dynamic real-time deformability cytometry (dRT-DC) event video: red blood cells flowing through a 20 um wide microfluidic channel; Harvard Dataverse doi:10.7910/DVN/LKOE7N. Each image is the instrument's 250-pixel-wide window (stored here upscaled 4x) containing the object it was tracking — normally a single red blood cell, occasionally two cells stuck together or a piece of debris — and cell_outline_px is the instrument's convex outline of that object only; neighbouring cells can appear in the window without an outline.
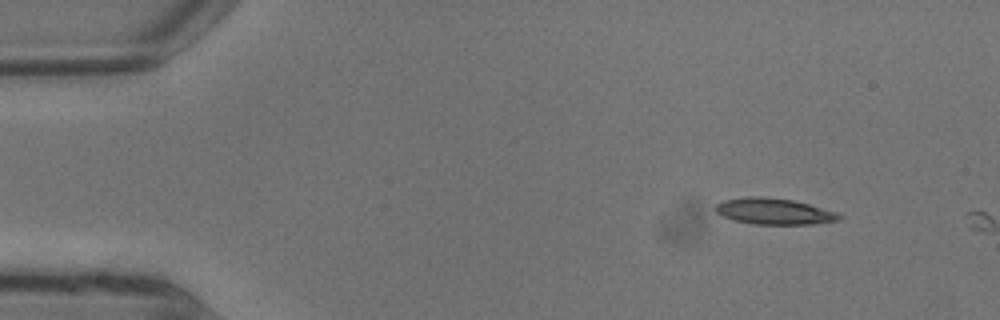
{"species": "common noctule bat (a hibernating species)", "species_latin": "Nyctalus noctula", "temperature_condition": "warm", "stored_images_in_passage": 2, "camera_frame_rate_fps": 3000, "um_per_image_px": 0.085, "animal": {"sex": "male", "body_mass_g": 13.3}, "frame": {"image": 1, "passage_image": 1, "time_ms": 0.0, "image_size_px": [1000, 320], "cell_outline_px": [[844, 216], [840, 220], [812, 224], [752, 224], [732, 220], [716, 212], [716, 204], [724, 200], [748, 196], [760, 196], [792, 200], [808, 204], [836, 212]], "centroid_in_image_um": [65.79, 17.97], "position_along_channel_um": 19.2, "area_um2": 18.79}}